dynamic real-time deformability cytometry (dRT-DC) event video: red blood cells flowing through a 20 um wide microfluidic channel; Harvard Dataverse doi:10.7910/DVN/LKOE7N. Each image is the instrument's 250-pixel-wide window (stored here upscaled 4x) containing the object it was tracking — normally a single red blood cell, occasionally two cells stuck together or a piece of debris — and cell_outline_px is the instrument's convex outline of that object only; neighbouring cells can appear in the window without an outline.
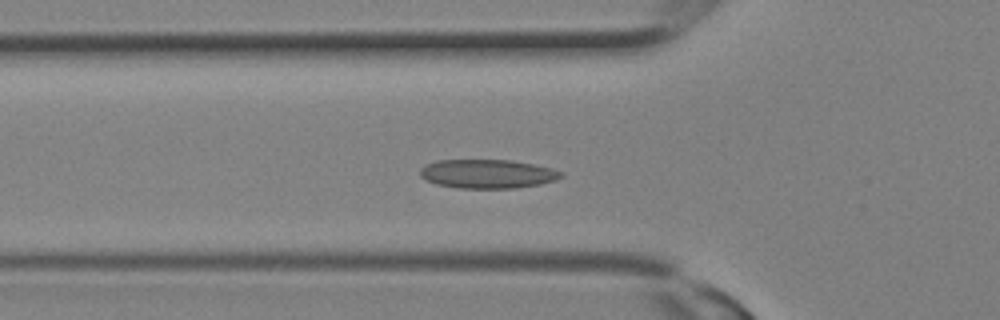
{"species": "Egyptian fruit bat (a non-hibernating species)", "species_latin": "Rousettus aegyptiacus", "temperature_condition": "room temperature", "stored_images_in_passage": 11, "camera_frame_rate_fps": 3000, "um_per_image_px": 0.085, "animal": {"sex": "female"}, "frame": {"image": 1, "passage_image": 5, "time_ms": 1.333, "image_size_px": [1000, 320], "cell_outline_px": [[564, 176], [556, 180], [540, 184], [516, 188], [460, 188], [436, 184], [420, 176], [420, 168], [424, 164], [436, 160], [512, 160], [552, 168], [564, 172]], "centroid_in_image_um": [41.45, 14.77], "position_along_channel_um": 84.4, "area_um2": 23.87}}
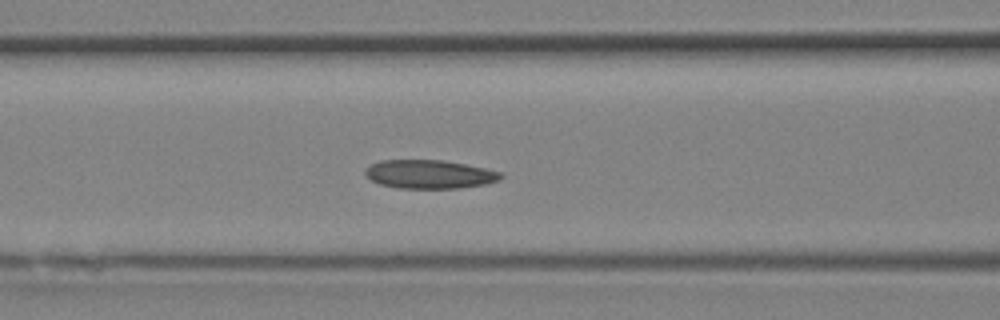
{"frame": {"image": 2, "passage_image": 7, "time_ms": 2.0, "image_size_px": [1000, 320], "cell_outline_px": [[504, 176], [500, 180], [484, 184], [460, 188], [396, 188], [380, 184], [372, 180], [364, 172], [372, 164], [380, 160], [444, 160], [484, 168], [500, 172]], "centroid_in_image_um": [36.52, 14.81], "position_along_channel_um": 130.1, "area_um2": 22.43}}
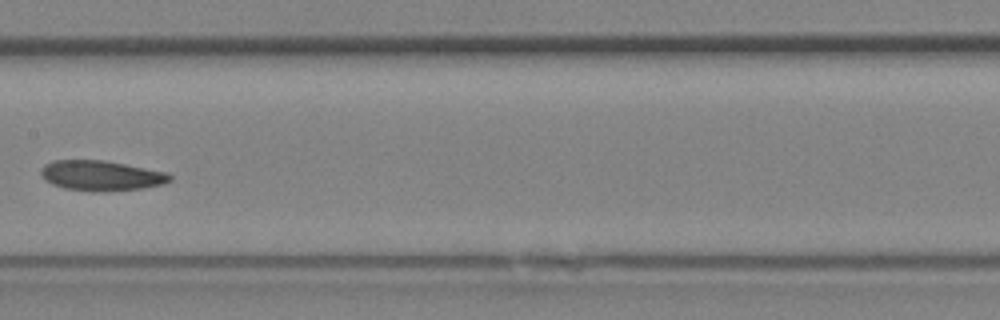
{"frame": {"image": 3, "passage_image": 10, "time_ms": 3.0, "image_size_px": [1000, 320], "cell_outline_px": [[172, 180], [164, 184], [144, 188], [64, 188], [52, 184], [44, 180], [40, 172], [40, 168], [44, 164], [52, 160], [104, 160], [168, 172], [172, 176]], "centroid_in_image_um": [8.6, 14.86], "position_along_channel_um": 198.8, "area_um2": 21.73}}